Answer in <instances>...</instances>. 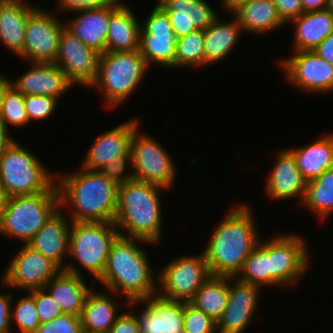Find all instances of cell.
<instances>
[{
    "label": "cell",
    "instance_id": "obj_39",
    "mask_svg": "<svg viewBox=\"0 0 333 333\" xmlns=\"http://www.w3.org/2000/svg\"><path fill=\"white\" fill-rule=\"evenodd\" d=\"M183 333H217L216 321L189 302H184Z\"/></svg>",
    "mask_w": 333,
    "mask_h": 333
},
{
    "label": "cell",
    "instance_id": "obj_12",
    "mask_svg": "<svg viewBox=\"0 0 333 333\" xmlns=\"http://www.w3.org/2000/svg\"><path fill=\"white\" fill-rule=\"evenodd\" d=\"M145 20V21H144ZM140 21L139 52L148 67H175L177 36L167 13L156 4L147 20Z\"/></svg>",
    "mask_w": 333,
    "mask_h": 333
},
{
    "label": "cell",
    "instance_id": "obj_35",
    "mask_svg": "<svg viewBox=\"0 0 333 333\" xmlns=\"http://www.w3.org/2000/svg\"><path fill=\"white\" fill-rule=\"evenodd\" d=\"M236 277L260 288L270 286L269 240L260 239Z\"/></svg>",
    "mask_w": 333,
    "mask_h": 333
},
{
    "label": "cell",
    "instance_id": "obj_48",
    "mask_svg": "<svg viewBox=\"0 0 333 333\" xmlns=\"http://www.w3.org/2000/svg\"><path fill=\"white\" fill-rule=\"evenodd\" d=\"M313 51L328 63L333 65V32L327 36Z\"/></svg>",
    "mask_w": 333,
    "mask_h": 333
},
{
    "label": "cell",
    "instance_id": "obj_20",
    "mask_svg": "<svg viewBox=\"0 0 333 333\" xmlns=\"http://www.w3.org/2000/svg\"><path fill=\"white\" fill-rule=\"evenodd\" d=\"M32 67L19 76L11 85L24 96L62 97L73 85L55 62H31Z\"/></svg>",
    "mask_w": 333,
    "mask_h": 333
},
{
    "label": "cell",
    "instance_id": "obj_55",
    "mask_svg": "<svg viewBox=\"0 0 333 333\" xmlns=\"http://www.w3.org/2000/svg\"><path fill=\"white\" fill-rule=\"evenodd\" d=\"M83 333H103V332H92V331H85V330H83Z\"/></svg>",
    "mask_w": 333,
    "mask_h": 333
},
{
    "label": "cell",
    "instance_id": "obj_21",
    "mask_svg": "<svg viewBox=\"0 0 333 333\" xmlns=\"http://www.w3.org/2000/svg\"><path fill=\"white\" fill-rule=\"evenodd\" d=\"M167 13L177 38L196 29L205 30L219 16L205 0H158Z\"/></svg>",
    "mask_w": 333,
    "mask_h": 333
},
{
    "label": "cell",
    "instance_id": "obj_13",
    "mask_svg": "<svg viewBox=\"0 0 333 333\" xmlns=\"http://www.w3.org/2000/svg\"><path fill=\"white\" fill-rule=\"evenodd\" d=\"M49 13L39 5L29 15L23 51L18 57L30 62H55L65 23L56 17L57 13Z\"/></svg>",
    "mask_w": 333,
    "mask_h": 333
},
{
    "label": "cell",
    "instance_id": "obj_52",
    "mask_svg": "<svg viewBox=\"0 0 333 333\" xmlns=\"http://www.w3.org/2000/svg\"><path fill=\"white\" fill-rule=\"evenodd\" d=\"M246 0H221V8L224 11H227V13L231 12L236 6H238L241 2H244Z\"/></svg>",
    "mask_w": 333,
    "mask_h": 333
},
{
    "label": "cell",
    "instance_id": "obj_50",
    "mask_svg": "<svg viewBox=\"0 0 333 333\" xmlns=\"http://www.w3.org/2000/svg\"><path fill=\"white\" fill-rule=\"evenodd\" d=\"M15 139L8 133V129L0 122V157Z\"/></svg>",
    "mask_w": 333,
    "mask_h": 333
},
{
    "label": "cell",
    "instance_id": "obj_34",
    "mask_svg": "<svg viewBox=\"0 0 333 333\" xmlns=\"http://www.w3.org/2000/svg\"><path fill=\"white\" fill-rule=\"evenodd\" d=\"M302 204L314 212L320 222L332 215L333 168L325 170L317 179L307 182Z\"/></svg>",
    "mask_w": 333,
    "mask_h": 333
},
{
    "label": "cell",
    "instance_id": "obj_41",
    "mask_svg": "<svg viewBox=\"0 0 333 333\" xmlns=\"http://www.w3.org/2000/svg\"><path fill=\"white\" fill-rule=\"evenodd\" d=\"M35 333H83L81 316L66 314L39 325Z\"/></svg>",
    "mask_w": 333,
    "mask_h": 333
},
{
    "label": "cell",
    "instance_id": "obj_42",
    "mask_svg": "<svg viewBox=\"0 0 333 333\" xmlns=\"http://www.w3.org/2000/svg\"><path fill=\"white\" fill-rule=\"evenodd\" d=\"M29 293L35 299L40 323L49 322L63 314L59 305L45 288L32 290Z\"/></svg>",
    "mask_w": 333,
    "mask_h": 333
},
{
    "label": "cell",
    "instance_id": "obj_3",
    "mask_svg": "<svg viewBox=\"0 0 333 333\" xmlns=\"http://www.w3.org/2000/svg\"><path fill=\"white\" fill-rule=\"evenodd\" d=\"M137 242L153 244L119 235L111 244L105 270L97 280L115 296H125L127 303L154 296L158 290V277L153 276L156 273L151 270L147 253Z\"/></svg>",
    "mask_w": 333,
    "mask_h": 333
},
{
    "label": "cell",
    "instance_id": "obj_10",
    "mask_svg": "<svg viewBox=\"0 0 333 333\" xmlns=\"http://www.w3.org/2000/svg\"><path fill=\"white\" fill-rule=\"evenodd\" d=\"M309 256L305 238L299 234L273 236L269 240L270 286L293 287L307 273Z\"/></svg>",
    "mask_w": 333,
    "mask_h": 333
},
{
    "label": "cell",
    "instance_id": "obj_27",
    "mask_svg": "<svg viewBox=\"0 0 333 333\" xmlns=\"http://www.w3.org/2000/svg\"><path fill=\"white\" fill-rule=\"evenodd\" d=\"M75 18L65 27L100 55L106 52V41L110 23V6L75 12Z\"/></svg>",
    "mask_w": 333,
    "mask_h": 333
},
{
    "label": "cell",
    "instance_id": "obj_29",
    "mask_svg": "<svg viewBox=\"0 0 333 333\" xmlns=\"http://www.w3.org/2000/svg\"><path fill=\"white\" fill-rule=\"evenodd\" d=\"M230 13L238 19L246 33L265 34L285 25L278 16L273 0H246Z\"/></svg>",
    "mask_w": 333,
    "mask_h": 333
},
{
    "label": "cell",
    "instance_id": "obj_16",
    "mask_svg": "<svg viewBox=\"0 0 333 333\" xmlns=\"http://www.w3.org/2000/svg\"><path fill=\"white\" fill-rule=\"evenodd\" d=\"M295 53V54H294ZM280 61L286 80L300 90L313 93L333 91V65L311 51H294Z\"/></svg>",
    "mask_w": 333,
    "mask_h": 333
},
{
    "label": "cell",
    "instance_id": "obj_46",
    "mask_svg": "<svg viewBox=\"0 0 333 333\" xmlns=\"http://www.w3.org/2000/svg\"><path fill=\"white\" fill-rule=\"evenodd\" d=\"M109 333H139L135 314L129 311L120 313Z\"/></svg>",
    "mask_w": 333,
    "mask_h": 333
},
{
    "label": "cell",
    "instance_id": "obj_9",
    "mask_svg": "<svg viewBox=\"0 0 333 333\" xmlns=\"http://www.w3.org/2000/svg\"><path fill=\"white\" fill-rule=\"evenodd\" d=\"M162 268L157 294L169 300L189 302L211 276L204 253L177 257Z\"/></svg>",
    "mask_w": 333,
    "mask_h": 333
},
{
    "label": "cell",
    "instance_id": "obj_54",
    "mask_svg": "<svg viewBox=\"0 0 333 333\" xmlns=\"http://www.w3.org/2000/svg\"><path fill=\"white\" fill-rule=\"evenodd\" d=\"M327 9L333 13V0H329Z\"/></svg>",
    "mask_w": 333,
    "mask_h": 333
},
{
    "label": "cell",
    "instance_id": "obj_19",
    "mask_svg": "<svg viewBox=\"0 0 333 333\" xmlns=\"http://www.w3.org/2000/svg\"><path fill=\"white\" fill-rule=\"evenodd\" d=\"M139 124L137 118L130 119L97 136L80 164L81 167L99 171L115 157L131 153V141Z\"/></svg>",
    "mask_w": 333,
    "mask_h": 333
},
{
    "label": "cell",
    "instance_id": "obj_43",
    "mask_svg": "<svg viewBox=\"0 0 333 333\" xmlns=\"http://www.w3.org/2000/svg\"><path fill=\"white\" fill-rule=\"evenodd\" d=\"M128 163V164H127ZM132 169V157L131 153L126 155L115 157L111 162L101 168L99 171L104 174L109 180L121 185L125 182L134 179L133 172H126L127 166Z\"/></svg>",
    "mask_w": 333,
    "mask_h": 333
},
{
    "label": "cell",
    "instance_id": "obj_5",
    "mask_svg": "<svg viewBox=\"0 0 333 333\" xmlns=\"http://www.w3.org/2000/svg\"><path fill=\"white\" fill-rule=\"evenodd\" d=\"M148 70L139 50L105 52L99 56L96 80L90 88L101 90L107 108L112 110L129 99Z\"/></svg>",
    "mask_w": 333,
    "mask_h": 333
},
{
    "label": "cell",
    "instance_id": "obj_30",
    "mask_svg": "<svg viewBox=\"0 0 333 333\" xmlns=\"http://www.w3.org/2000/svg\"><path fill=\"white\" fill-rule=\"evenodd\" d=\"M233 18L225 22L218 17L204 30V66L223 61L237 45L243 30L238 19Z\"/></svg>",
    "mask_w": 333,
    "mask_h": 333
},
{
    "label": "cell",
    "instance_id": "obj_31",
    "mask_svg": "<svg viewBox=\"0 0 333 333\" xmlns=\"http://www.w3.org/2000/svg\"><path fill=\"white\" fill-rule=\"evenodd\" d=\"M289 150L294 154L297 168L306 182L317 179L325 170L333 168V134Z\"/></svg>",
    "mask_w": 333,
    "mask_h": 333
},
{
    "label": "cell",
    "instance_id": "obj_15",
    "mask_svg": "<svg viewBox=\"0 0 333 333\" xmlns=\"http://www.w3.org/2000/svg\"><path fill=\"white\" fill-rule=\"evenodd\" d=\"M100 54L64 27L55 63L72 85L90 87L96 80Z\"/></svg>",
    "mask_w": 333,
    "mask_h": 333
},
{
    "label": "cell",
    "instance_id": "obj_44",
    "mask_svg": "<svg viewBox=\"0 0 333 333\" xmlns=\"http://www.w3.org/2000/svg\"><path fill=\"white\" fill-rule=\"evenodd\" d=\"M118 0H56L57 10L78 12L82 10L99 9L113 5Z\"/></svg>",
    "mask_w": 333,
    "mask_h": 333
},
{
    "label": "cell",
    "instance_id": "obj_24",
    "mask_svg": "<svg viewBox=\"0 0 333 333\" xmlns=\"http://www.w3.org/2000/svg\"><path fill=\"white\" fill-rule=\"evenodd\" d=\"M82 273L74 264H67L46 285L63 313L81 316L86 297L92 290L85 283Z\"/></svg>",
    "mask_w": 333,
    "mask_h": 333
},
{
    "label": "cell",
    "instance_id": "obj_36",
    "mask_svg": "<svg viewBox=\"0 0 333 333\" xmlns=\"http://www.w3.org/2000/svg\"><path fill=\"white\" fill-rule=\"evenodd\" d=\"M200 68L204 66V31L196 29L178 38L175 68Z\"/></svg>",
    "mask_w": 333,
    "mask_h": 333
},
{
    "label": "cell",
    "instance_id": "obj_17",
    "mask_svg": "<svg viewBox=\"0 0 333 333\" xmlns=\"http://www.w3.org/2000/svg\"><path fill=\"white\" fill-rule=\"evenodd\" d=\"M260 291L258 286L229 277L228 303L216 322L217 333H244L258 309Z\"/></svg>",
    "mask_w": 333,
    "mask_h": 333
},
{
    "label": "cell",
    "instance_id": "obj_40",
    "mask_svg": "<svg viewBox=\"0 0 333 333\" xmlns=\"http://www.w3.org/2000/svg\"><path fill=\"white\" fill-rule=\"evenodd\" d=\"M24 102L29 123L51 117L58 106V99L49 96L26 95Z\"/></svg>",
    "mask_w": 333,
    "mask_h": 333
},
{
    "label": "cell",
    "instance_id": "obj_32",
    "mask_svg": "<svg viewBox=\"0 0 333 333\" xmlns=\"http://www.w3.org/2000/svg\"><path fill=\"white\" fill-rule=\"evenodd\" d=\"M93 290L94 288L88 293L81 313L83 330L109 333L110 328L120 315L115 298L109 297L115 293L108 291L110 294H105Z\"/></svg>",
    "mask_w": 333,
    "mask_h": 333
},
{
    "label": "cell",
    "instance_id": "obj_47",
    "mask_svg": "<svg viewBox=\"0 0 333 333\" xmlns=\"http://www.w3.org/2000/svg\"><path fill=\"white\" fill-rule=\"evenodd\" d=\"M6 293L0 294V333H12L10 314L13 298L12 294Z\"/></svg>",
    "mask_w": 333,
    "mask_h": 333
},
{
    "label": "cell",
    "instance_id": "obj_2",
    "mask_svg": "<svg viewBox=\"0 0 333 333\" xmlns=\"http://www.w3.org/2000/svg\"><path fill=\"white\" fill-rule=\"evenodd\" d=\"M79 168L76 173H56L59 206H69L73 222H113L119 185L100 171Z\"/></svg>",
    "mask_w": 333,
    "mask_h": 333
},
{
    "label": "cell",
    "instance_id": "obj_6",
    "mask_svg": "<svg viewBox=\"0 0 333 333\" xmlns=\"http://www.w3.org/2000/svg\"><path fill=\"white\" fill-rule=\"evenodd\" d=\"M16 141L0 157V185L6 197L58 191L54 172Z\"/></svg>",
    "mask_w": 333,
    "mask_h": 333
},
{
    "label": "cell",
    "instance_id": "obj_1",
    "mask_svg": "<svg viewBox=\"0 0 333 333\" xmlns=\"http://www.w3.org/2000/svg\"><path fill=\"white\" fill-rule=\"evenodd\" d=\"M257 230L250 206L242 203L229 208L202 250L211 275L236 277L259 244Z\"/></svg>",
    "mask_w": 333,
    "mask_h": 333
},
{
    "label": "cell",
    "instance_id": "obj_22",
    "mask_svg": "<svg viewBox=\"0 0 333 333\" xmlns=\"http://www.w3.org/2000/svg\"><path fill=\"white\" fill-rule=\"evenodd\" d=\"M276 156L275 164L265 185L267 196L275 201L298 196L303 202L307 182L297 168L294 154L285 148L276 153Z\"/></svg>",
    "mask_w": 333,
    "mask_h": 333
},
{
    "label": "cell",
    "instance_id": "obj_51",
    "mask_svg": "<svg viewBox=\"0 0 333 333\" xmlns=\"http://www.w3.org/2000/svg\"><path fill=\"white\" fill-rule=\"evenodd\" d=\"M10 78L0 73V111L6 90L11 86Z\"/></svg>",
    "mask_w": 333,
    "mask_h": 333
},
{
    "label": "cell",
    "instance_id": "obj_38",
    "mask_svg": "<svg viewBox=\"0 0 333 333\" xmlns=\"http://www.w3.org/2000/svg\"><path fill=\"white\" fill-rule=\"evenodd\" d=\"M27 295L20 297L16 305L11 306V324L16 323L19 333H35L41 324L35 299L29 292Z\"/></svg>",
    "mask_w": 333,
    "mask_h": 333
},
{
    "label": "cell",
    "instance_id": "obj_8",
    "mask_svg": "<svg viewBox=\"0 0 333 333\" xmlns=\"http://www.w3.org/2000/svg\"><path fill=\"white\" fill-rule=\"evenodd\" d=\"M119 236L113 222H73L69 253L73 260L98 280L106 267L111 244Z\"/></svg>",
    "mask_w": 333,
    "mask_h": 333
},
{
    "label": "cell",
    "instance_id": "obj_28",
    "mask_svg": "<svg viewBox=\"0 0 333 333\" xmlns=\"http://www.w3.org/2000/svg\"><path fill=\"white\" fill-rule=\"evenodd\" d=\"M294 25V51L314 50L333 32V13L327 8L302 13L292 20Z\"/></svg>",
    "mask_w": 333,
    "mask_h": 333
},
{
    "label": "cell",
    "instance_id": "obj_7",
    "mask_svg": "<svg viewBox=\"0 0 333 333\" xmlns=\"http://www.w3.org/2000/svg\"><path fill=\"white\" fill-rule=\"evenodd\" d=\"M59 207L58 191L6 197L0 235L27 244Z\"/></svg>",
    "mask_w": 333,
    "mask_h": 333
},
{
    "label": "cell",
    "instance_id": "obj_53",
    "mask_svg": "<svg viewBox=\"0 0 333 333\" xmlns=\"http://www.w3.org/2000/svg\"><path fill=\"white\" fill-rule=\"evenodd\" d=\"M5 201H6V195L3 192V189L0 185V219L2 216L3 209H4Z\"/></svg>",
    "mask_w": 333,
    "mask_h": 333
},
{
    "label": "cell",
    "instance_id": "obj_33",
    "mask_svg": "<svg viewBox=\"0 0 333 333\" xmlns=\"http://www.w3.org/2000/svg\"><path fill=\"white\" fill-rule=\"evenodd\" d=\"M229 276L211 275L189 301L214 321H218L228 303Z\"/></svg>",
    "mask_w": 333,
    "mask_h": 333
},
{
    "label": "cell",
    "instance_id": "obj_26",
    "mask_svg": "<svg viewBox=\"0 0 333 333\" xmlns=\"http://www.w3.org/2000/svg\"><path fill=\"white\" fill-rule=\"evenodd\" d=\"M128 7L122 0L110 5L106 52H130L139 48L140 22Z\"/></svg>",
    "mask_w": 333,
    "mask_h": 333
},
{
    "label": "cell",
    "instance_id": "obj_11",
    "mask_svg": "<svg viewBox=\"0 0 333 333\" xmlns=\"http://www.w3.org/2000/svg\"><path fill=\"white\" fill-rule=\"evenodd\" d=\"M139 130L134 132L130 150L134 179L170 189L177 174L175 163L157 139Z\"/></svg>",
    "mask_w": 333,
    "mask_h": 333
},
{
    "label": "cell",
    "instance_id": "obj_4",
    "mask_svg": "<svg viewBox=\"0 0 333 333\" xmlns=\"http://www.w3.org/2000/svg\"><path fill=\"white\" fill-rule=\"evenodd\" d=\"M166 189L136 179L119 185L118 205L113 221L119 235L146 240L153 245L159 243L163 231L160 192Z\"/></svg>",
    "mask_w": 333,
    "mask_h": 333
},
{
    "label": "cell",
    "instance_id": "obj_14",
    "mask_svg": "<svg viewBox=\"0 0 333 333\" xmlns=\"http://www.w3.org/2000/svg\"><path fill=\"white\" fill-rule=\"evenodd\" d=\"M61 270L51 259L24 244L5 270L2 285L29 292L44 288Z\"/></svg>",
    "mask_w": 333,
    "mask_h": 333
},
{
    "label": "cell",
    "instance_id": "obj_49",
    "mask_svg": "<svg viewBox=\"0 0 333 333\" xmlns=\"http://www.w3.org/2000/svg\"><path fill=\"white\" fill-rule=\"evenodd\" d=\"M303 13L323 10L327 8L329 0H301Z\"/></svg>",
    "mask_w": 333,
    "mask_h": 333
},
{
    "label": "cell",
    "instance_id": "obj_45",
    "mask_svg": "<svg viewBox=\"0 0 333 333\" xmlns=\"http://www.w3.org/2000/svg\"><path fill=\"white\" fill-rule=\"evenodd\" d=\"M281 21L286 25L303 13L301 0H273Z\"/></svg>",
    "mask_w": 333,
    "mask_h": 333
},
{
    "label": "cell",
    "instance_id": "obj_37",
    "mask_svg": "<svg viewBox=\"0 0 333 333\" xmlns=\"http://www.w3.org/2000/svg\"><path fill=\"white\" fill-rule=\"evenodd\" d=\"M24 99L25 96L12 85L6 90L0 111V122L7 129L10 125L19 128L29 123Z\"/></svg>",
    "mask_w": 333,
    "mask_h": 333
},
{
    "label": "cell",
    "instance_id": "obj_23",
    "mask_svg": "<svg viewBox=\"0 0 333 333\" xmlns=\"http://www.w3.org/2000/svg\"><path fill=\"white\" fill-rule=\"evenodd\" d=\"M63 210V207H59L27 243L32 249L55 262L61 269H65L66 266L64 259L66 254L69 253L72 223Z\"/></svg>",
    "mask_w": 333,
    "mask_h": 333
},
{
    "label": "cell",
    "instance_id": "obj_18",
    "mask_svg": "<svg viewBox=\"0 0 333 333\" xmlns=\"http://www.w3.org/2000/svg\"><path fill=\"white\" fill-rule=\"evenodd\" d=\"M138 303L144 305L141 313H135L139 333H183L184 301L169 300L156 294L125 302L128 307Z\"/></svg>",
    "mask_w": 333,
    "mask_h": 333
},
{
    "label": "cell",
    "instance_id": "obj_25",
    "mask_svg": "<svg viewBox=\"0 0 333 333\" xmlns=\"http://www.w3.org/2000/svg\"><path fill=\"white\" fill-rule=\"evenodd\" d=\"M0 0V41L18 56L23 51L25 30L29 15L43 3L26 0Z\"/></svg>",
    "mask_w": 333,
    "mask_h": 333
}]
</instances>
